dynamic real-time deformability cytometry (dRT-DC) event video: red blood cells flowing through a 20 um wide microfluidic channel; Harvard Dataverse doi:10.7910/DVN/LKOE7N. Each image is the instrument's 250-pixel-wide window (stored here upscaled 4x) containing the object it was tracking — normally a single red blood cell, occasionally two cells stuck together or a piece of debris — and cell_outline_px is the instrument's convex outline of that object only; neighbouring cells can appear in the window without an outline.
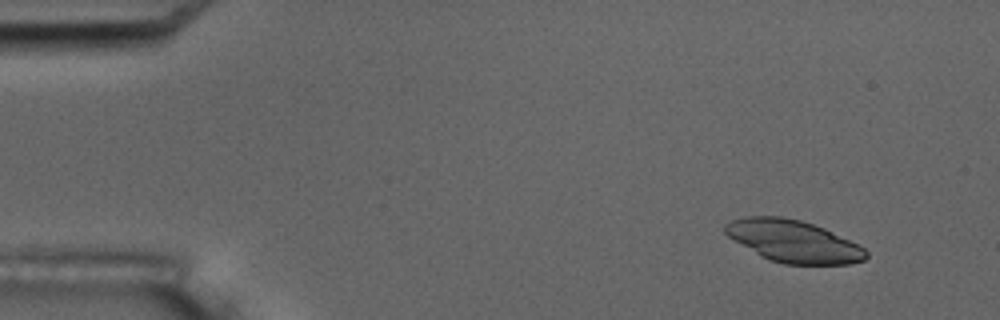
{"species": "common noctule bat (a hibernating species)", "species_latin": "Nyctalus noctula", "temperature_condition": "room temperature", "stored_images_in_passage": 5, "camera_frame_rate_fps": 3000, "um_per_image_px": 0.085, "animal": {"sex": "male", "body_mass_g": 17.5, "forearm_length_mm": 52.3}, "frame": {"image": 1, "passage_image": 2, "time_ms": 1.333, "image_size_px": [1000, 320], "cell_outline_px": [[868, 256], [864, 260], [852, 264], [784, 264], [768, 260], [760, 256], [728, 236], [724, 232], [724, 224], [732, 220], [744, 216], [780, 216], [800, 220], [824, 228], [864, 248], [868, 252]], "centroid_in_image_um": [67.41, 20.51], "position_along_channel_um": 17.6, "area_um2": 34.45}}